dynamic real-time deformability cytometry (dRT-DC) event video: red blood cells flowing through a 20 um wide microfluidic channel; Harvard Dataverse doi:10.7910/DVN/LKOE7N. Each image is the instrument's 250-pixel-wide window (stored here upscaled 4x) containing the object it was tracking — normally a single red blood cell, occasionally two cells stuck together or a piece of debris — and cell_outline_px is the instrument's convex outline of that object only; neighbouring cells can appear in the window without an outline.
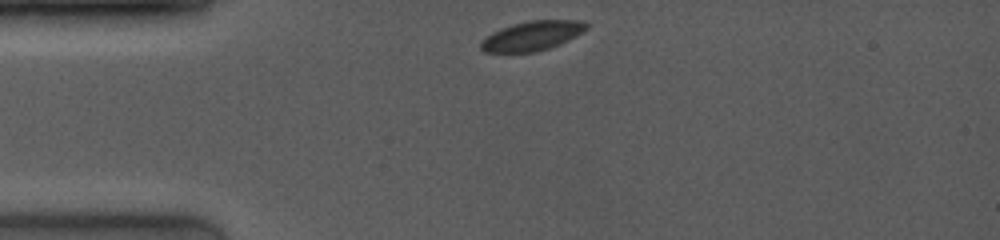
{"species": "common noctule bat (a hibernating species)", "species_latin": "Nyctalus noctula", "temperature_condition": "room temperature", "stored_images_in_passage": 8, "camera_frame_rate_fps": 4000, "um_per_image_px": 0.085, "animal": {"sex": "female", "body_mass_g": 19.0, "forearm_length_mm": 53.3}, "frame": {"image": 1, "passage_image": 1, "time_ms": 0.0, "image_size_px": [1000, 240], "cell_outline_px": [[588, 28], [568, 40], [560, 44], [536, 52], [484, 52], [480, 48], [480, 40], [492, 32], [500, 28], [512, 24], [528, 20], [584, 20], [588, 24]], "centroid_in_image_um": [45.21, 3.03], "position_along_channel_um": 39.8, "area_um2": 18.26}}